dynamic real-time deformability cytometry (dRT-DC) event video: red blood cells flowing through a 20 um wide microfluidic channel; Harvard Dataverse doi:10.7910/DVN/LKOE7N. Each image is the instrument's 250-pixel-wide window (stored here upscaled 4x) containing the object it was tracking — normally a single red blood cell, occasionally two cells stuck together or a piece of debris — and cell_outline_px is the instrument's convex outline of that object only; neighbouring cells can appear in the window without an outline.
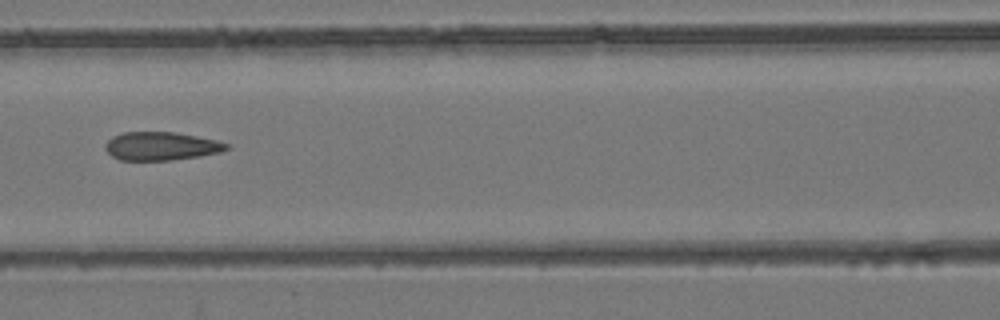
{"species": "common noctule bat (a hibernating species)", "species_latin": "Nyctalus noctula", "temperature_condition": "room temperature", "stored_images_in_passage": 7, "camera_frame_rate_fps": 3000, "um_per_image_px": 0.085, "animal": {"sex": "female", "body_mass_g": 24.6, "forearm_length_mm": 56.2}, "frame": {"image": 1, "passage_image": 7, "time_ms": 7.667, "image_size_px": [1000, 320], "cell_outline_px": [[232, 144], [228, 148], [220, 152], [200, 156], [172, 160], [120, 160], [112, 156], [104, 148], [104, 144], [112, 136], [124, 132], [176, 132], [216, 140]], "centroid_in_image_um": [13.7, 12.42], "position_along_channel_um": 152.9, "area_um2": 20.11}}